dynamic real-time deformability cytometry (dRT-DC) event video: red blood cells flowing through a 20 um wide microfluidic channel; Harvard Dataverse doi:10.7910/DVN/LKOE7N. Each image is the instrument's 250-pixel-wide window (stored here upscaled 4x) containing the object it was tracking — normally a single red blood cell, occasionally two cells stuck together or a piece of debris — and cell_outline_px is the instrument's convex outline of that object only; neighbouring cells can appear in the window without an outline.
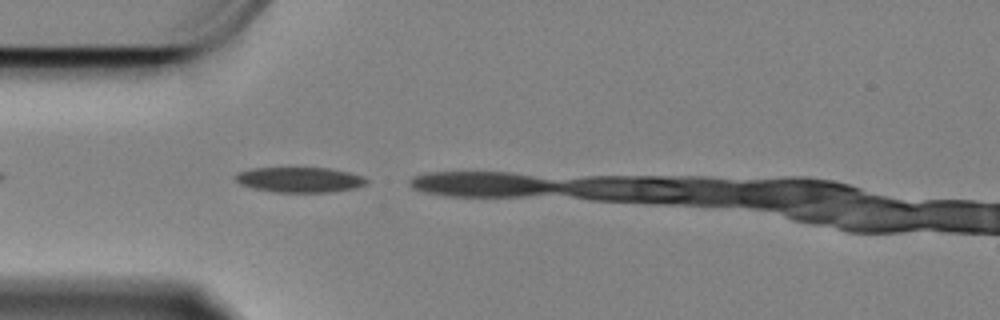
{"species": "Egyptian fruit bat (a non-hibernating species)", "species_latin": "Rousettus aegyptiacus", "temperature_condition": "cold", "stored_images_in_passage": 2, "camera_frame_rate_fps": 3000, "um_per_image_px": 0.085, "animal": {"sex": "female"}, "frame": {"image": 1, "passage_image": 1, "time_ms": 0.0, "image_size_px": [1000, 320], "cell_outline_px": [[368, 184], [356, 188], [328, 192], [276, 192], [252, 188], [240, 184], [236, 180], [236, 176], [240, 172], [252, 168], [328, 168], [348, 172], [364, 176], [368, 180]], "centroid_in_image_um": [25.52, 15.28], "position_along_channel_um": 59.5, "area_um2": 19.19}}